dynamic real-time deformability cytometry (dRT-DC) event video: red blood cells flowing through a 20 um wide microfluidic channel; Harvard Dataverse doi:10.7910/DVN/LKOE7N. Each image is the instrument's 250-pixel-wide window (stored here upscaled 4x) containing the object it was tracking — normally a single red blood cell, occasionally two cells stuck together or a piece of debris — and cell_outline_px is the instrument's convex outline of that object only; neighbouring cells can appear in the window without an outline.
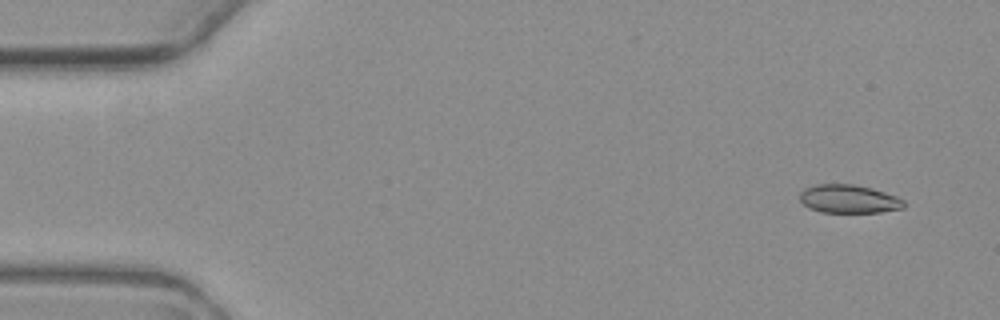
{"species": "common noctule bat (a hibernating species)", "species_latin": "Nyctalus noctula", "temperature_condition": "warm", "stored_images_in_passage": 6, "camera_frame_rate_fps": 3000, "um_per_image_px": 0.085, "animal": {"sex": "female", "body_mass_g": 19.3, "forearm_length_mm": 54.1}, "frame": {"image": 1, "passage_image": 1, "time_ms": 0.0, "image_size_px": [1000, 320], "cell_outline_px": [[904, 208], [880, 212], [820, 212], [808, 208], [800, 200], [800, 192], [804, 188], [816, 184], [852, 184], [872, 188], [896, 196], [904, 200]], "centroid_in_image_um": [72.13, 16.91], "position_along_channel_um": 12.9, "area_um2": 17.22}}
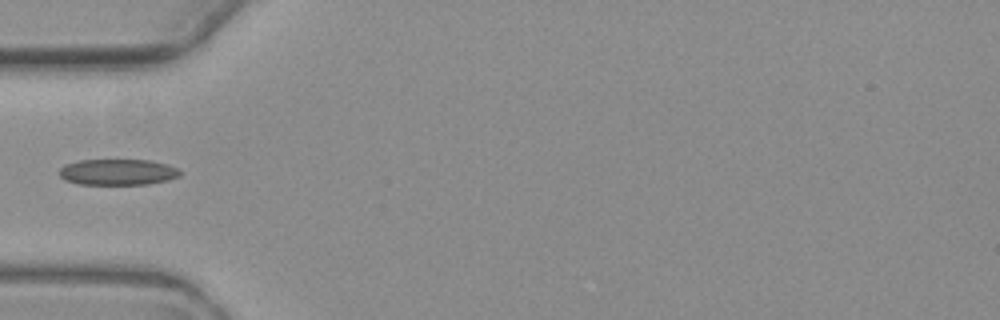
{"frame": {"image": 2, "passage_image": 5, "time_ms": 5.0, "image_size_px": [1000, 320], "cell_outline_px": [[184, 172], [180, 176], [168, 180], [148, 184], [80, 184], [64, 180], [56, 172], [60, 168], [68, 164], [80, 160], [148, 160], [168, 164], [180, 168]], "centroid_in_image_um": [10.06, 14.62], "position_along_channel_um": 74.9, "area_um2": 18.5}}
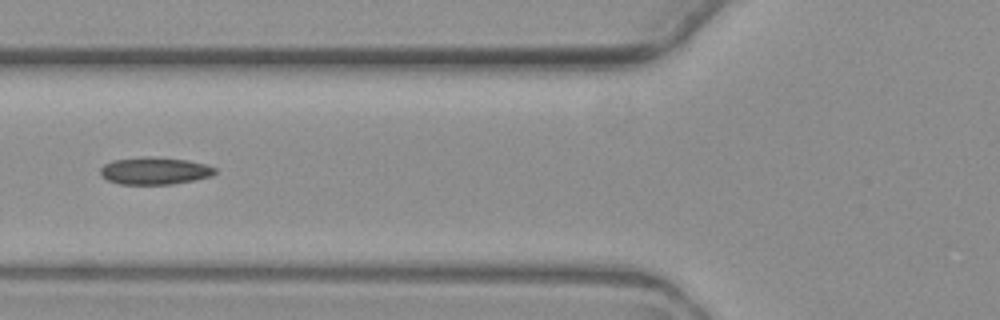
{"frame": {"image": 3, "passage_image": 6, "time_ms": 6.0, "image_size_px": [1000, 320], "cell_outline_px": [[216, 172], [212, 176], [196, 180], [172, 184], [120, 184], [108, 180], [100, 176], [100, 168], [104, 164], [112, 160], [144, 156], [188, 160], [204, 164], [216, 168]], "centroid_in_image_um": [13.13, 14.52], "position_along_channel_um": 112.7, "area_um2": 18.32}}